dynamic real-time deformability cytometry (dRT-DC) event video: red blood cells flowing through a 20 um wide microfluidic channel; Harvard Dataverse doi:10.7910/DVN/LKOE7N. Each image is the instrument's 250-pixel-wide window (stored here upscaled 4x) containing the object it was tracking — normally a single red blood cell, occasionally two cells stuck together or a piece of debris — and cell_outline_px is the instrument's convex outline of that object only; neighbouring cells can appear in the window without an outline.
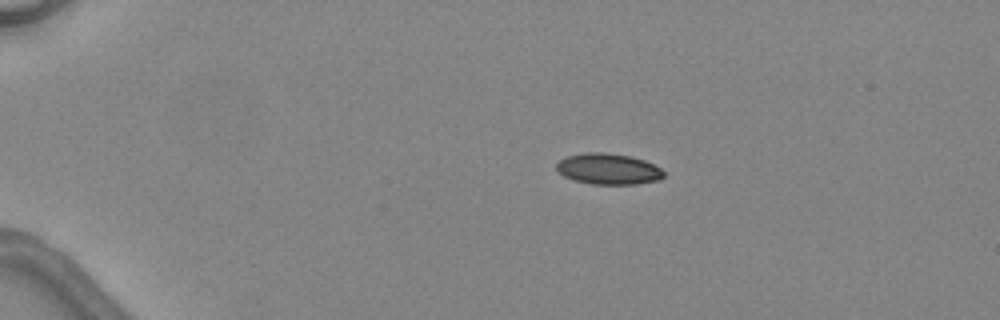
{"species": "common noctule bat (a hibernating species)", "species_latin": "Nyctalus noctula", "temperature_condition": "warm", "stored_images_in_passage": 3, "camera_frame_rate_fps": 3000, "um_per_image_px": 0.085, "animal": {"sex": "female", "body_mass_g": 24.6, "forearm_length_mm": 56.2}, "frame": {"image": 1, "passage_image": 3, "time_ms": 2.333, "image_size_px": [1000, 320], "cell_outline_px": [[664, 176], [660, 180], [636, 184], [592, 184], [572, 180], [564, 176], [556, 168], [556, 164], [560, 160], [568, 156], [588, 152], [604, 152], [632, 156], [644, 160], [660, 168], [664, 172]], "centroid_in_image_um": [51.72, 14.36], "position_along_channel_um": 33.3, "area_um2": 19.36}}